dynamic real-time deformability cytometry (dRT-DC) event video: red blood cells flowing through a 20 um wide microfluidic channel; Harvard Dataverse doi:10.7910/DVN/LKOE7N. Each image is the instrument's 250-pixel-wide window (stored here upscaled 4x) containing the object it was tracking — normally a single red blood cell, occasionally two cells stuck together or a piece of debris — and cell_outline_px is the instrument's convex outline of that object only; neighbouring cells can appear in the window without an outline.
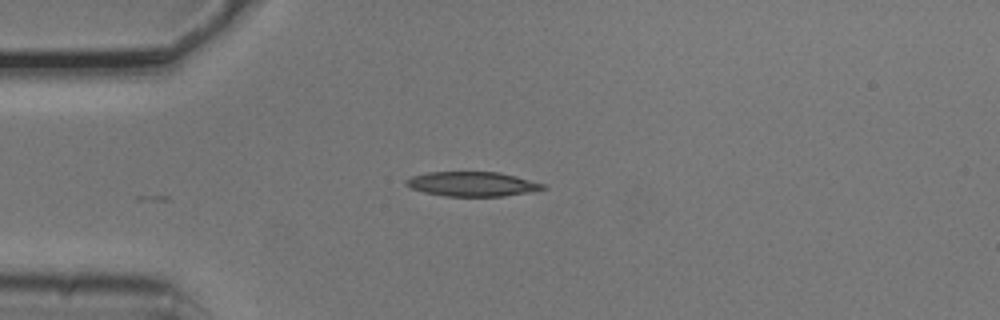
{"species": "common noctule bat (a hibernating species)", "species_latin": "Nyctalus noctula", "temperature_condition": "cold", "stored_images_in_passage": 3, "camera_frame_rate_fps": 3000, "um_per_image_px": 0.085, "animal": {"sex": "male", "body_mass_g": 20.5, "forearm_length_mm": 52.5}, "frame": {"image": 1, "passage_image": 3, "time_ms": 0.667, "image_size_px": [1000, 320], "cell_outline_px": [[548, 188], [528, 192], [504, 196], [444, 196], [424, 192], [412, 188], [404, 184], [404, 180], [412, 176], [428, 172], [500, 172], [516, 176], [544, 184]], "centroid_in_image_um": [40.12, 15.64], "position_along_channel_um": 44.9, "area_um2": 19.54}}